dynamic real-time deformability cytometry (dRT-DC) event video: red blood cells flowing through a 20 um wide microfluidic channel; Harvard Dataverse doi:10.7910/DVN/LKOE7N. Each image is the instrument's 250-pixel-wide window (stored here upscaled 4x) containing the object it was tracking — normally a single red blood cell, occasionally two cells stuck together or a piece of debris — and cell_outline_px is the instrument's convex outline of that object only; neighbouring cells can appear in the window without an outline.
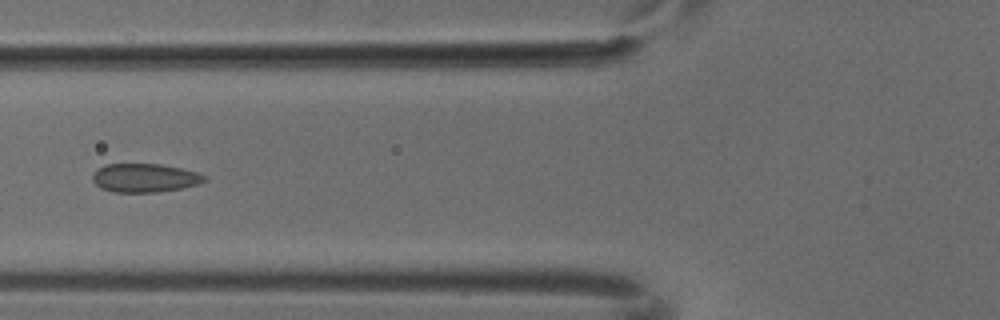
{"species": "common noctule bat (a hibernating species)", "species_latin": "Nyctalus noctula", "temperature_condition": "cold", "stored_images_in_passage": 5, "camera_frame_rate_fps": 3000, "um_per_image_px": 0.085, "animal": {"sex": "male", "body_mass_g": 18.8}, "frame": {"image": 1, "passage_image": 4, "time_ms": 1.0, "image_size_px": [1000, 320], "cell_outline_px": [[208, 180], [196, 184], [180, 188], [156, 192], [112, 192], [100, 188], [92, 180], [92, 172], [96, 168], [104, 164], [160, 164], [180, 168], [196, 172], [204, 176]], "centroid_in_image_um": [12.22, 15.11], "position_along_channel_um": 113.6, "area_um2": 18.67}}
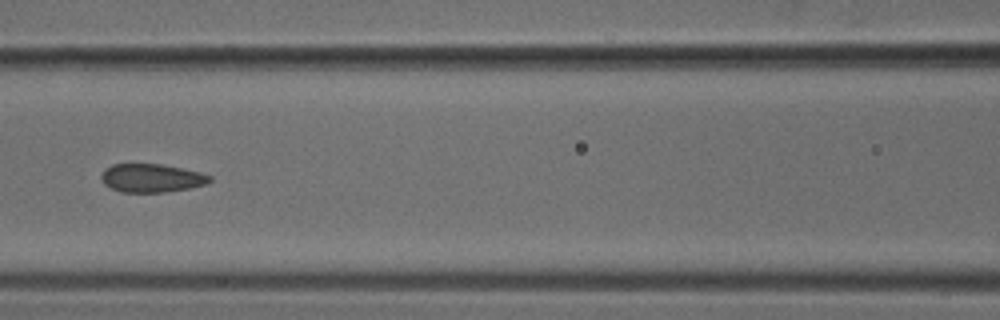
{"frame": {"image": 2, "passage_image": 5, "time_ms": 1.333, "image_size_px": [1000, 320], "cell_outline_px": [[212, 180], [204, 184], [188, 188], [164, 192], [120, 192], [104, 184], [100, 180], [100, 176], [104, 168], [112, 164], [160, 164], [200, 172], [212, 176]], "centroid_in_image_um": [12.83, 15.13], "position_along_channel_um": 153.8, "area_um2": 17.92}}